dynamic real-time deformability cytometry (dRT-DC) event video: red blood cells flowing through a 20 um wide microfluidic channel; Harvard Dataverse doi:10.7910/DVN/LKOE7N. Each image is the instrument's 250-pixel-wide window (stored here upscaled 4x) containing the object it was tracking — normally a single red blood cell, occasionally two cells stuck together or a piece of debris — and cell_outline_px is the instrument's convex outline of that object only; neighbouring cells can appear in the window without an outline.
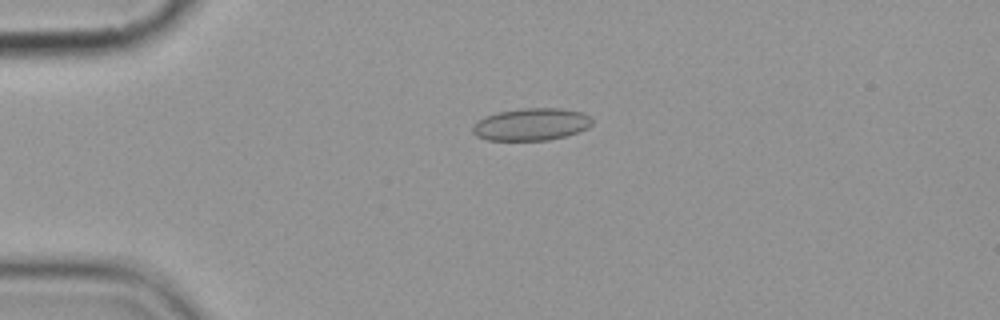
{"species": "common noctule bat (a hibernating species)", "species_latin": "Nyctalus noctula", "temperature_condition": "cold", "stored_images_in_passage": 5, "camera_frame_rate_fps": 3000, "um_per_image_px": 0.085, "animal": {"sex": "female", "body_mass_g": 19.9}, "frame": {"image": 1, "passage_image": 4, "time_ms": 3.333, "image_size_px": [1000, 320], "cell_outline_px": [[592, 124], [588, 128], [564, 136], [548, 140], [488, 140], [476, 136], [472, 132], [472, 124], [484, 116], [500, 112], [520, 108], [564, 108], [580, 112], [588, 116], [592, 120]], "centroid_in_image_um": [45.12, 10.56], "position_along_channel_um": 39.9, "area_um2": 22.48}}